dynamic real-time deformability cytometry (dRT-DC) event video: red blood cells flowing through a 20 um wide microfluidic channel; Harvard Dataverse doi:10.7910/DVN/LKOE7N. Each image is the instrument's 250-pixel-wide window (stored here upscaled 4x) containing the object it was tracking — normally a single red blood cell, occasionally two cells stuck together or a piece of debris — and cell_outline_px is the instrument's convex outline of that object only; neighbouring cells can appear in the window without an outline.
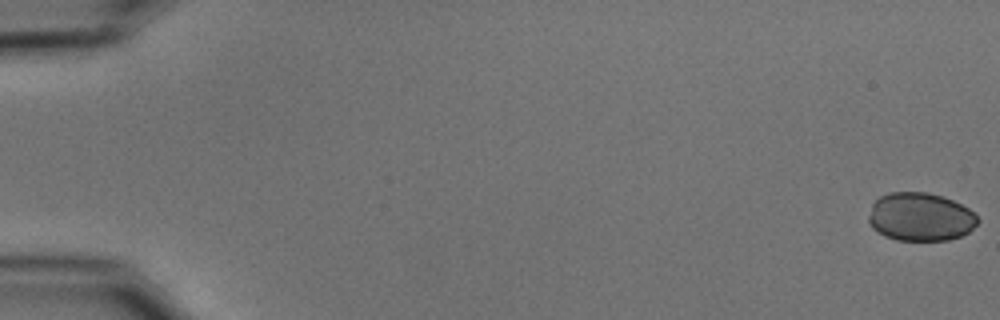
{"species": "common noctule bat (a hibernating species)", "species_latin": "Nyctalus noctula", "temperature_condition": "cold", "stored_images_in_passage": 55, "camera_frame_rate_fps": 3000, "um_per_image_px": 0.085, "animal": {"sex": "male", "body_mass_g": 15.6}, "frame": {"image": 1, "passage_image": 1, "time_ms": 0.0, "image_size_px": [1000, 320], "cell_outline_px": [[980, 220], [968, 232], [960, 236], [948, 240], [896, 240], [884, 236], [872, 228], [868, 224], [868, 216], [872, 204], [880, 196], [888, 192], [928, 192], [944, 196], [968, 208]], "centroid_in_image_um": [78.2, 18.43], "position_along_channel_um": 6.8, "area_um2": 30.87}}
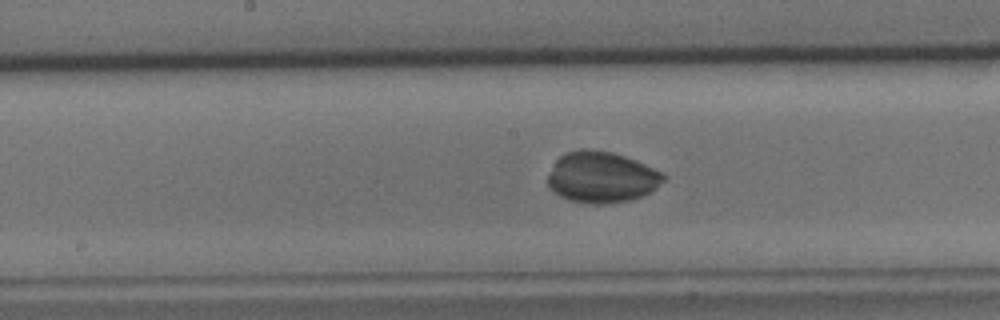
{"frame": {"image": 2, "passage_image": 29, "time_ms": 9.333, "image_size_px": [1000, 320], "cell_outline_px": [[668, 176], [664, 180], [648, 192], [640, 196], [628, 200], [604, 204], [596, 204], [568, 200], [560, 196], [548, 188], [548, 176], [556, 160], [564, 152], [580, 148], [584, 148], [612, 152], [636, 160], [664, 172]], "centroid_in_image_um": [51.12, 15.04], "position_along_channel_um": 197.1, "area_um2": 34.45}}
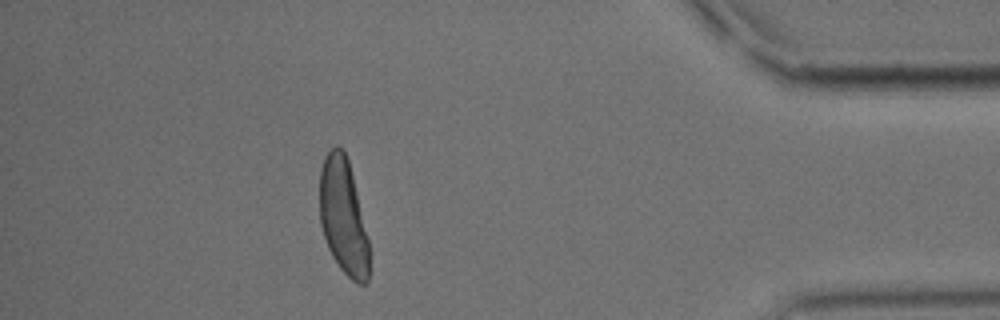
{"frame": {"image": 3, "passage_image": 49, "time_ms": 16.0, "image_size_px": [1000, 320], "cell_outline_px": [[368, 280], [364, 284], [356, 284], [340, 268], [332, 256], [328, 248], [320, 224], [320, 168], [324, 156], [336, 144], [344, 148], [348, 160], [368, 236]], "centroid_in_image_um": [29.16, 18.39], "position_along_channel_um": 406.0, "area_um2": 33.35}}